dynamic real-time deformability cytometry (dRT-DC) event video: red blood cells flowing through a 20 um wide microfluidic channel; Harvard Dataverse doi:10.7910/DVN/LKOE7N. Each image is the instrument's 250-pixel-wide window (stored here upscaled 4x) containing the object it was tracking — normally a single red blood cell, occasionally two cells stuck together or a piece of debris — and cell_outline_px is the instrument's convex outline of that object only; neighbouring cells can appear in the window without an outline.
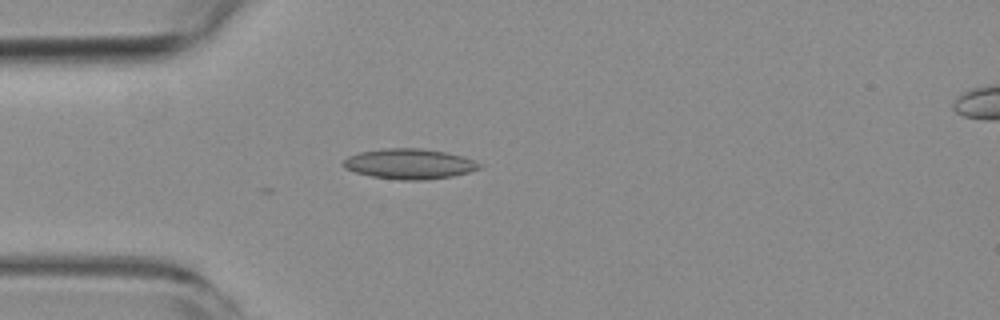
{"species": "common noctule bat (a hibernating species)", "species_latin": "Nyctalus noctula", "temperature_condition": "room temperature", "stored_images_in_passage": 2, "camera_frame_rate_fps": 3000, "um_per_image_px": 0.085, "animal": {"sex": "female", "body_mass_g": 19.3, "forearm_length_mm": 54.1}, "frame": {"image": 1, "passage_image": 2, "time_ms": 0.333, "image_size_px": [1000, 320], "cell_outline_px": [[484, 164], [480, 168], [468, 172], [452, 176], [428, 180], [400, 180], [372, 176], [356, 172], [344, 168], [340, 164], [348, 156], [360, 152], [384, 148], [420, 148], [444, 152], [464, 156], [476, 160]], "centroid_in_image_um": [34.82, 13.93], "position_along_channel_um": 50.2, "area_um2": 24.16}}